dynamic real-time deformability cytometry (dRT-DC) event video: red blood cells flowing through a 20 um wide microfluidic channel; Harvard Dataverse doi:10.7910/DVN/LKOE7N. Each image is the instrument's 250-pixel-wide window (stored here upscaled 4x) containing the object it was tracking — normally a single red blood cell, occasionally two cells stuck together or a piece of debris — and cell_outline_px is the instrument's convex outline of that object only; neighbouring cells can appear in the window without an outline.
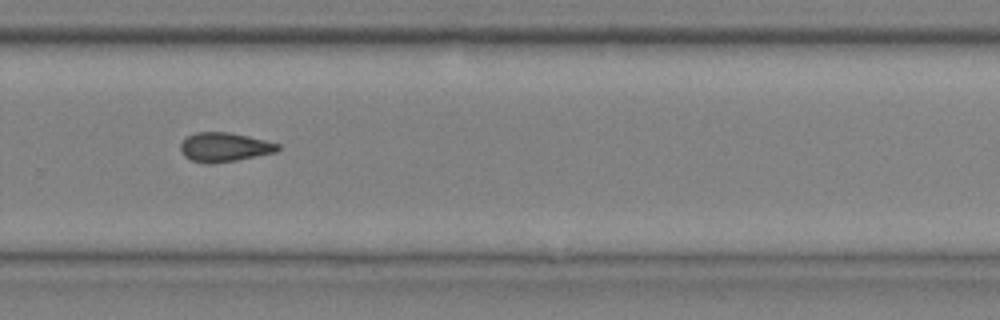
{"species": "common noctule bat (a hibernating species)", "species_latin": "Nyctalus noctula", "temperature_condition": "cold", "stored_images_in_passage": 15, "camera_frame_rate_fps": 3000, "um_per_image_px": 0.085, "animal": {"sex": "male", "body_mass_g": 20.4}, "frame": {"image": 1, "passage_image": 11, "time_ms": 3.333, "image_size_px": [1000, 320], "cell_outline_px": [[280, 148], [276, 152], [236, 160], [212, 164], [208, 164], [192, 160], [184, 156], [180, 152], [180, 144], [188, 136], [196, 132], [228, 132], [248, 136], [280, 144]], "centroid_in_image_um": [19.06, 12.51], "position_along_channel_um": 310.7, "area_um2": 16.47}}